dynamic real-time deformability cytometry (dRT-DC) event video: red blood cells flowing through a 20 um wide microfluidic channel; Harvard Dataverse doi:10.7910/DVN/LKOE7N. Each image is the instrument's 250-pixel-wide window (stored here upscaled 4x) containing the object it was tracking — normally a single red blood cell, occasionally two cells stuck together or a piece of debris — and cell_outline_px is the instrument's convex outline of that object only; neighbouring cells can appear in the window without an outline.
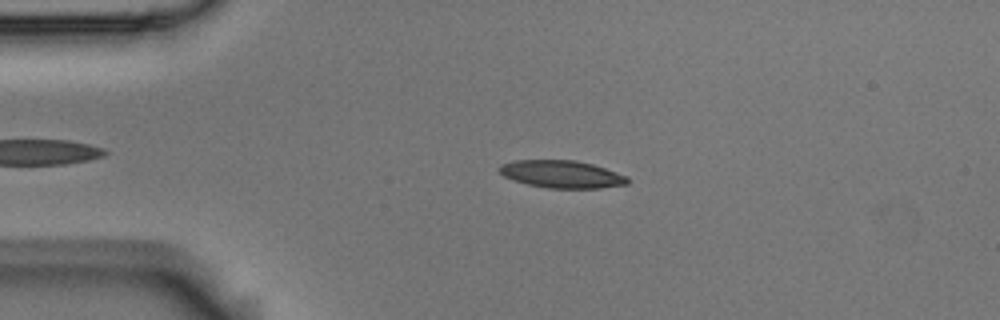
{"species": "Egyptian fruit bat (a non-hibernating species)", "species_latin": "Rousettus aegyptiacus", "temperature_condition": "room temperature", "stored_images_in_passage": 48, "camera_frame_rate_fps": 3000, "um_per_image_px": 0.085, "animal": {"sex": "male"}, "frame": {"image": 1, "passage_image": 11, "time_ms": 3.333, "image_size_px": [1000, 320], "cell_outline_px": [[628, 184], [600, 188], [548, 188], [528, 184], [504, 176], [496, 168], [500, 164], [516, 160], [576, 160], [592, 164], [628, 176]], "centroid_in_image_um": [47.74, 14.8], "position_along_channel_um": 37.3, "area_um2": 20.46}}
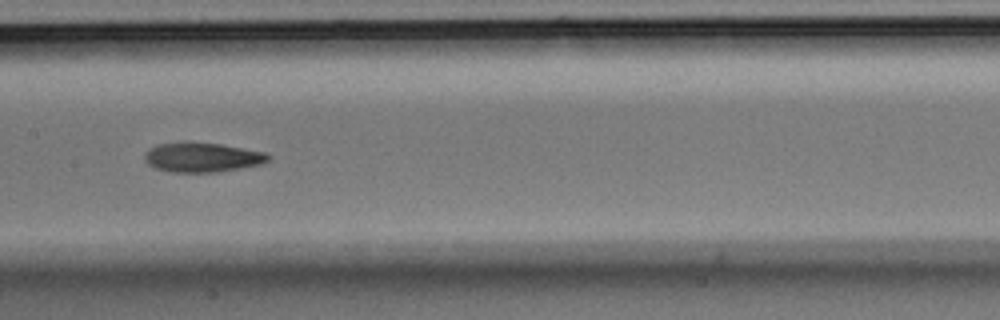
{"frame": {"image": 2, "passage_image": 26, "time_ms": 8.333, "image_size_px": [1000, 320], "cell_outline_px": [[272, 156], [268, 160], [260, 164], [240, 168], [216, 172], [172, 172], [156, 168], [148, 164], [144, 160], [144, 156], [156, 144], [188, 140], [220, 144], [264, 152]], "centroid_in_image_um": [17.16, 13.35], "position_along_channel_um": 190.2, "area_um2": 21.39}}
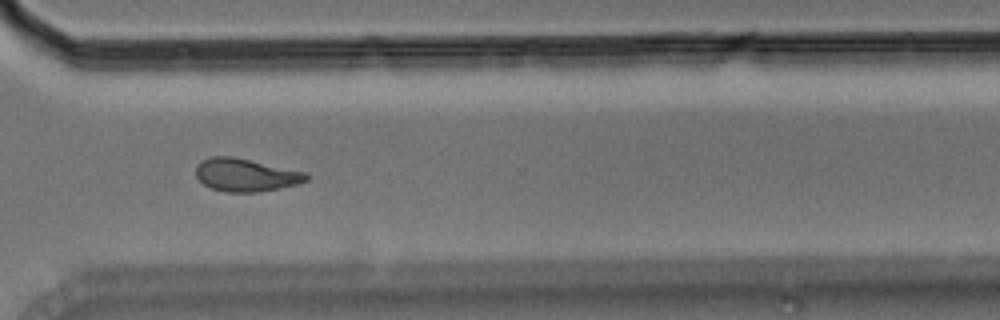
{"frame": {"image": 3, "passage_image": 39, "time_ms": 12.667, "image_size_px": [1000, 320], "cell_outline_px": [[308, 180], [296, 184], [280, 188], [256, 192], [224, 192], [212, 188], [204, 184], [196, 176], [196, 164], [200, 160], [212, 156], [232, 156], [308, 172]], "centroid_in_image_um": [20.88, 14.86], "position_along_channel_um": 349.7, "area_um2": 21.27}, "authors_computed_cell_mechanics": {"area_um2": 20.9814, "velocity_mm_per_s": 3.6905, "shape_relaxation_time_tau1_ms": null, "shape_relaxation_time_tau2_ms": 3.7302, "deformation_change_tau1": null, "deformation_change_tau2": 0.1067}}